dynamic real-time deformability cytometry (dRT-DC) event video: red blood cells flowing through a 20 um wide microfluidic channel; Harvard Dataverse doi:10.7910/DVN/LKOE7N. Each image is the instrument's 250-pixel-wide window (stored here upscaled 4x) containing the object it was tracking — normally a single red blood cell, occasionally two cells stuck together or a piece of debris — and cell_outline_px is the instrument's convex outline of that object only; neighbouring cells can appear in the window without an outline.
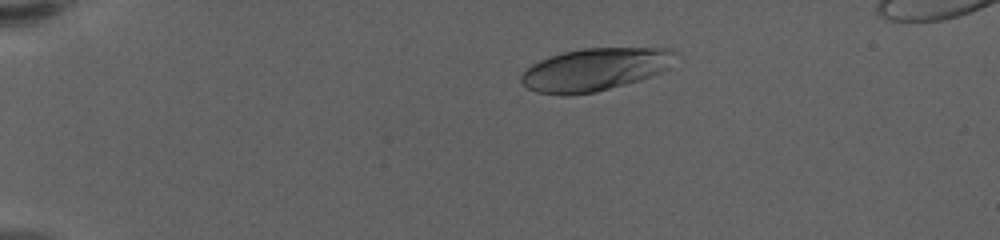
{"species": "human", "species_latin": "Homo sapiens", "temperature_condition": "warm", "stored_images_in_passage": 44, "camera_frame_rate_fps": 3000, "um_per_image_px": 0.085, "donor": {"sex": "female"}, "frame": {"image": 1, "passage_image": 3, "time_ms": 0.667, "image_size_px": [1000, 240], "cell_outline_px": [[680, 52], [668, 68], [660, 72], [640, 80], [596, 92], [536, 92], [528, 88], [520, 80], [520, 76], [532, 64], [540, 60], [564, 52], [584, 48], [672, 48]], "centroid_in_image_um": [50.67, 5.86], "position_along_channel_um": 34.3, "area_um2": 37.51}}
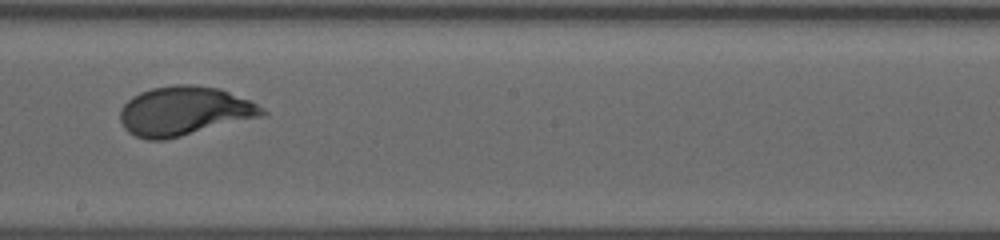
{"frame": {"image": 2, "passage_image": 26, "time_ms": 8.333, "image_size_px": [1000, 240], "cell_outline_px": [[268, 112], [264, 116], [164, 140], [148, 140], [136, 136], [128, 132], [124, 128], [120, 120], [120, 108], [132, 96], [140, 92], [152, 88], [176, 84], [188, 84], [220, 88], [248, 100], [264, 108]], "centroid_in_image_um": [15.65, 9.44], "position_along_channel_um": 232.6, "area_um2": 40.63}}
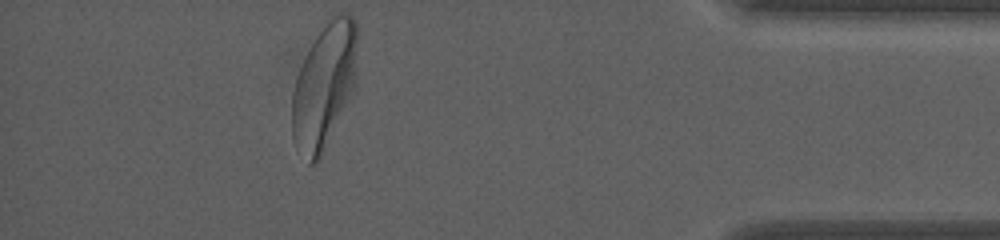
{"frame": {"image": 3, "passage_image": 44, "time_ms": 14.333, "image_size_px": [1000, 240], "cell_outline_px": [[356, 88], [320, 160], [316, 164], [308, 164], [296, 148], [292, 140], [292, 92], [296, 76], [324, 20], [340, 12], [348, 12], [356, 20]], "centroid_in_image_um": [27.56, 7.33], "position_along_channel_um": 407.6, "area_um2": 48.49}, "authors_computed_cell_mechanics": {"area_um2": 39.5352, "velocity_mm_per_s": 3.5412, "shape_relaxation_time_tau1_ms": 3.2202, "shape_relaxation_time_tau2_ms": null, "deformation_change_tau1": 0.1764, "deformation_change_tau2": null}}